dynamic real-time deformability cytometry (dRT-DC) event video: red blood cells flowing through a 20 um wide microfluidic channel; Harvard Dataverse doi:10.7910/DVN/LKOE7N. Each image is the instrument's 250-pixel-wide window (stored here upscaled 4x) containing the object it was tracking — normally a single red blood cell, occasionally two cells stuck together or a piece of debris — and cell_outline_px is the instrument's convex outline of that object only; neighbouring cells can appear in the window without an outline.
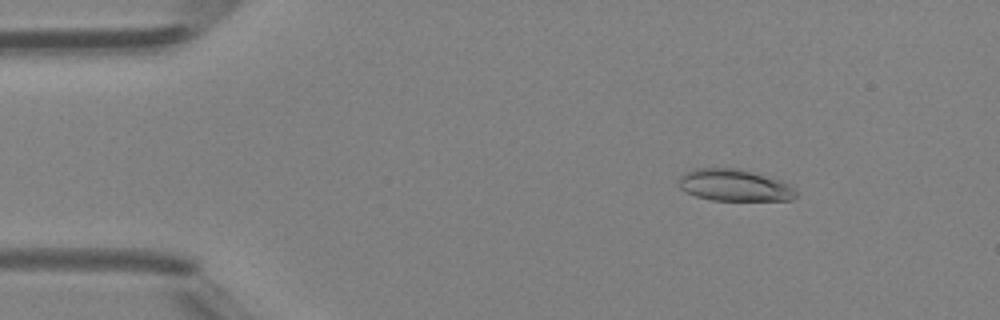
{"species": "Egyptian fruit bat (a non-hibernating species)", "species_latin": "Rousettus aegyptiacus", "temperature_condition": "room temperature", "stored_images_in_passage": 32, "camera_frame_rate_fps": 3000, "um_per_image_px": 0.085, "animal": {"sex": "female"}, "frame": {"image": 1, "passage_image": 7, "time_ms": 2.0, "image_size_px": [1000, 320], "cell_outline_px": [[796, 196], [792, 200], [712, 200], [696, 196], [680, 188], [680, 176], [684, 172], [692, 168], [744, 168], [784, 180], [792, 184], [796, 192]], "centroid_in_image_um": [62.5, 15.72], "position_along_channel_um": 22.5, "area_um2": 22.2}}
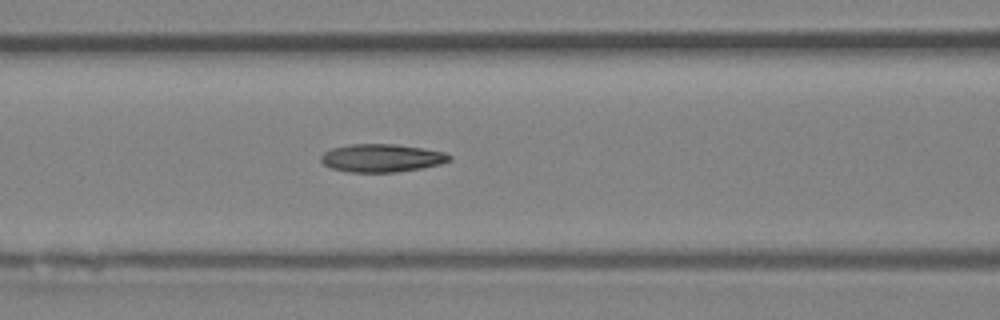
{"frame": {"image": 2, "passage_image": 20, "time_ms": 6.333, "image_size_px": [1000, 320], "cell_outline_px": [[452, 160], [440, 164], [420, 168], [396, 172], [348, 172], [332, 168], [324, 164], [320, 160], [320, 156], [324, 152], [332, 148], [352, 144], [392, 144], [420, 148], [444, 152], [452, 156]], "centroid_in_image_um": [32.43, 13.43], "position_along_channel_um": 134.2, "area_um2": 20.81}}
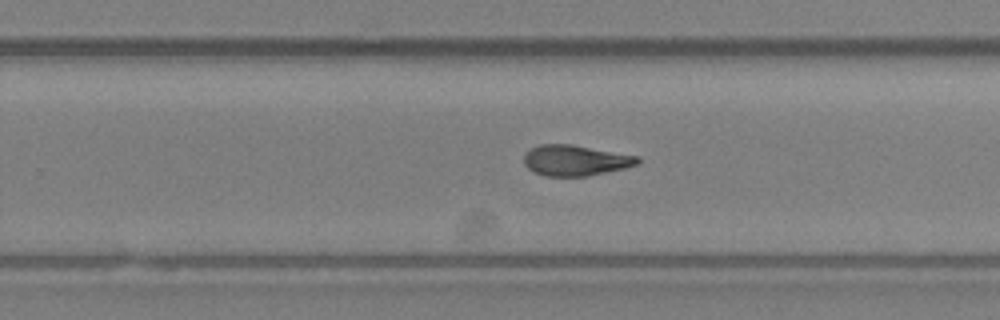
{"frame": {"image": 3, "passage_image": 30, "time_ms": 9.667, "image_size_px": [1000, 320], "cell_outline_px": [[640, 160], [636, 164], [624, 168], [588, 176], [544, 176], [528, 168], [524, 164], [524, 156], [532, 148], [540, 144], [572, 144], [640, 156]], "centroid_in_image_um": [48.92, 13.63], "position_along_channel_um": 280.9, "area_um2": 20.23}}